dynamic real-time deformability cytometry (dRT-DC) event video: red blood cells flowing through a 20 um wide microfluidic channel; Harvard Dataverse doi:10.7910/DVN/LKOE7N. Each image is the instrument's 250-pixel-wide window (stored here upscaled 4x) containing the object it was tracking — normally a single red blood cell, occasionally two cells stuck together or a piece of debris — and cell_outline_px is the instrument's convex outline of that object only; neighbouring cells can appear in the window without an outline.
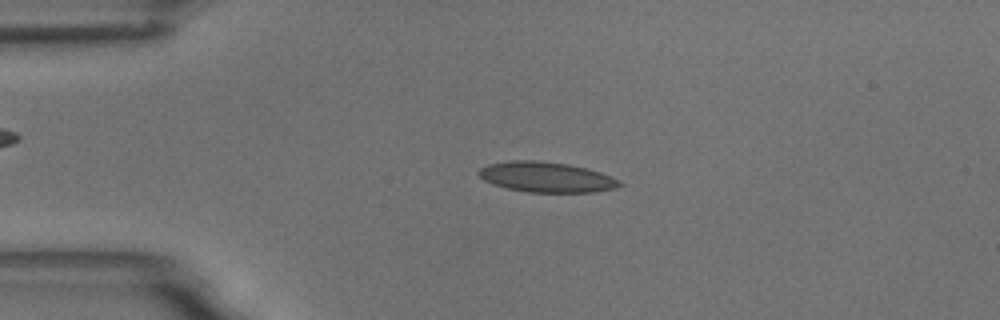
{"species": "common noctule bat (a hibernating species)", "species_latin": "Nyctalus noctula", "temperature_condition": "room temperature", "stored_images_in_passage": 55, "camera_frame_rate_fps": 3000, "um_per_image_px": 0.085, "animal": {"sex": "male", "body_mass_g": 18.8}, "frame": {"image": 1, "passage_image": 12, "time_ms": 3.667, "image_size_px": [1000, 320], "cell_outline_px": [[624, 184], [616, 188], [592, 192], [528, 192], [508, 188], [492, 184], [484, 180], [476, 172], [480, 168], [488, 164], [512, 160], [536, 160], [568, 164], [600, 172]], "centroid_in_image_um": [46.39, 15.05], "position_along_channel_um": 38.6, "area_um2": 24.62}}
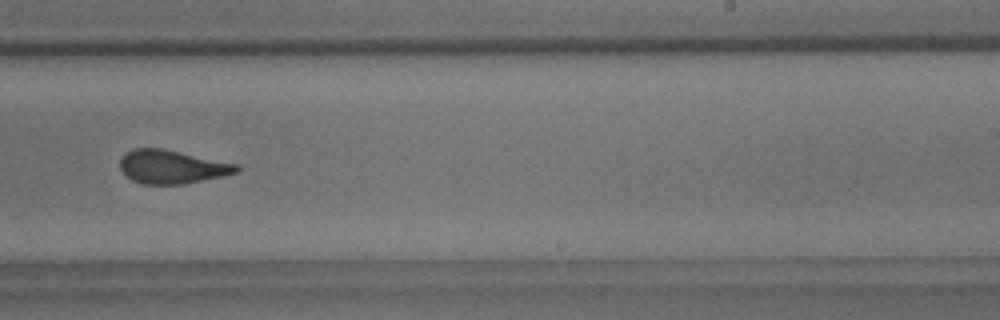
{"frame": {"image": 2, "passage_image": 34, "time_ms": 11.0, "image_size_px": [1000, 320], "cell_outline_px": [[240, 172], [184, 184], [144, 184], [132, 180], [120, 168], [120, 160], [132, 148], [160, 148], [236, 164], [240, 168]], "centroid_in_image_um": [14.61, 14.19], "position_along_channel_um": 274.4, "area_um2": 22.31}}
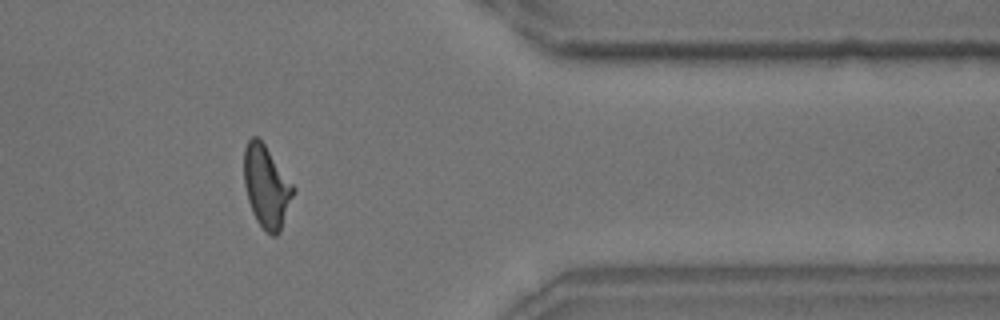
{"frame": {"image": 3, "passage_image": 45, "time_ms": 14.667, "image_size_px": [1000, 320], "cell_outline_px": [[296, 188], [280, 232], [276, 236], [272, 236], [256, 220], [252, 212], [248, 200], [244, 184], [244, 148], [248, 140], [252, 136], [256, 136], [264, 144]], "centroid_in_image_um": [22.65, 15.86], "position_along_channel_um": 388.8, "area_um2": 23.41}, "authors_computed_cell_mechanics": {"area_um2": 23.3512, "velocity_mm_per_s": 3.6255, "shape_relaxation_time_tau1_ms": 6.5013, "shape_relaxation_time_tau2_ms": 1.335, "deformation_change_tau1": 0.175, "deformation_change_tau2": 0.0813}}